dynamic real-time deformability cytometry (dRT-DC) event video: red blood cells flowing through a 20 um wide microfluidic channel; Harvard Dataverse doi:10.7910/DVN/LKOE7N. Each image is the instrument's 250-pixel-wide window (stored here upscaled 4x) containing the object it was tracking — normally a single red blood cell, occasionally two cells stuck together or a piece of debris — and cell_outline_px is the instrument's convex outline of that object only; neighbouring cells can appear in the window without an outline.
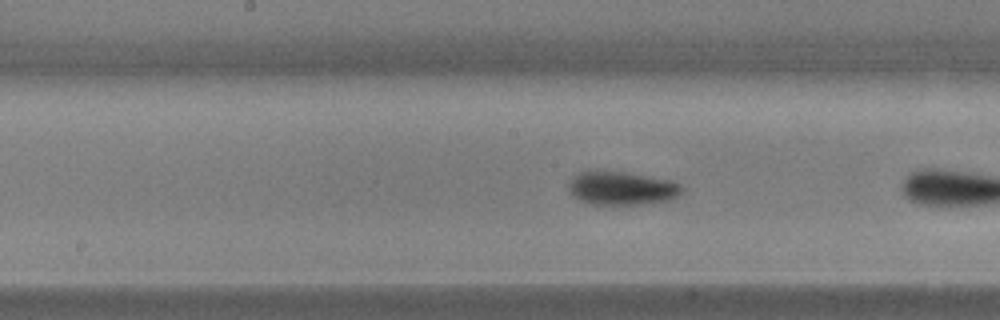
{"species": "common noctule bat (a hibernating species)", "species_latin": "Nyctalus noctula", "temperature_condition": "warm", "stored_images_in_passage": 27, "camera_frame_rate_fps": 3000, "um_per_image_px": 0.085, "animal": {"sex": "male", "body_mass_g": 17.9, "forearm_length_mm": 54.2}, "frame": {"image": 1, "passage_image": 12, "time_ms": 3.667, "image_size_px": [1000, 320], "cell_outline_px": [[684, 192], [676, 196], [664, 200], [640, 204], [592, 204], [580, 200], [572, 196], [568, 188], [568, 184], [580, 172], [588, 168], [624, 172], [668, 180], [680, 184], [684, 188]], "centroid_in_image_um": [52.79, 15.97], "position_along_channel_um": 195.4, "area_um2": 22.08}}